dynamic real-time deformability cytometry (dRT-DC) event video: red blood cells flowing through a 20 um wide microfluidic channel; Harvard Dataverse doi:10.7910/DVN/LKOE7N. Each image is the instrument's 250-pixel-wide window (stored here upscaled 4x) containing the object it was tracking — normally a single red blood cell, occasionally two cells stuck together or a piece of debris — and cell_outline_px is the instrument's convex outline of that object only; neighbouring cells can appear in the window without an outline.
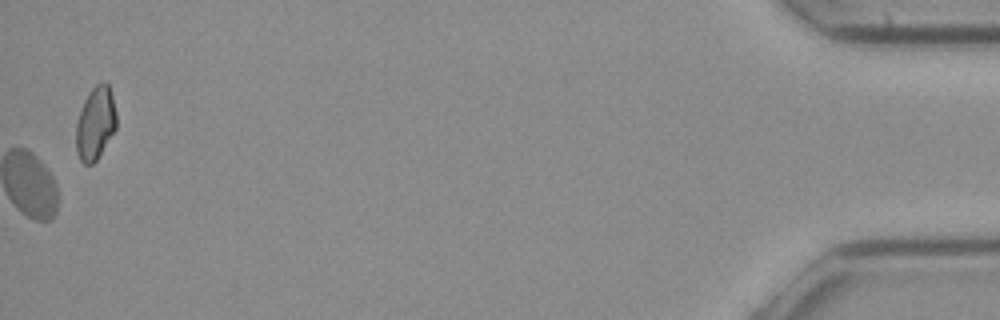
{"species": "common noctule bat (a hibernating species)", "species_latin": "Nyctalus noctula", "temperature_condition": "cold", "stored_images_in_passage": 44, "camera_frame_rate_fps": 3000, "um_per_image_px": 0.085, "animal": {"sex": "female", "body_mass_g": 21.9}, "frame": {"image": 1, "passage_image": 44, "time_ms": 14.333, "image_size_px": [1000, 320], "cell_outline_px": [[116, 128], [96, 160], [92, 164], [84, 164], [80, 160], [76, 152], [76, 124], [84, 100], [88, 92], [96, 84], [104, 80], [108, 84], [112, 96], [116, 112]], "centroid_in_image_um": [8.1, 10.46], "position_along_channel_um": 427.1, "area_um2": 17.11}}